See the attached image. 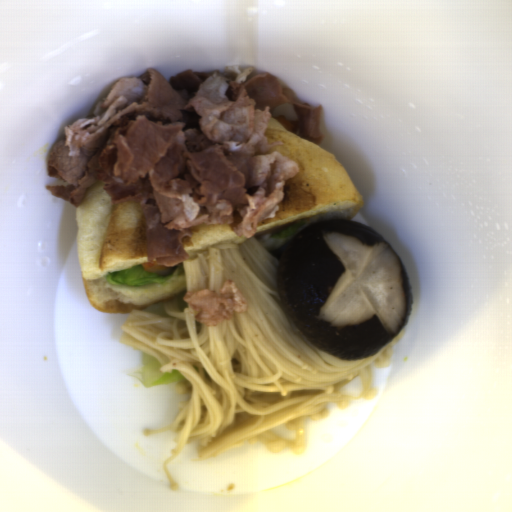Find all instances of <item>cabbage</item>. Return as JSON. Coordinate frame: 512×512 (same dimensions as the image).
<instances>
[{
	"instance_id": "4295e07d",
	"label": "cabbage",
	"mask_w": 512,
	"mask_h": 512,
	"mask_svg": "<svg viewBox=\"0 0 512 512\" xmlns=\"http://www.w3.org/2000/svg\"><path fill=\"white\" fill-rule=\"evenodd\" d=\"M134 379L143 384L144 389L157 385L178 382L182 376L176 371L161 372V363L151 354L141 350V367L132 371Z\"/></svg>"
}]
</instances>
